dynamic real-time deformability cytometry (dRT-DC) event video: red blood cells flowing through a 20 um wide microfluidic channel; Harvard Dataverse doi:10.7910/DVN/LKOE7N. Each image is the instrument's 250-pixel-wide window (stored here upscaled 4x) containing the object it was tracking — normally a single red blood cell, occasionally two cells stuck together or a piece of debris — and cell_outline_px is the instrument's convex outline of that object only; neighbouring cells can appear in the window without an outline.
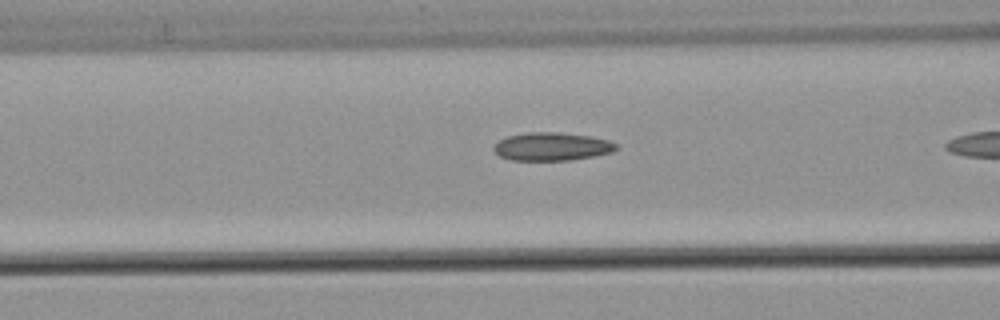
{"species": "common noctule bat (a hibernating species)", "species_latin": "Nyctalus noctula", "temperature_condition": "warm", "stored_images_in_passage": 9, "camera_frame_rate_fps": 3000, "um_per_image_px": 0.085, "animal": {"sex": "male", "body_mass_g": 21.5, "forearm_length_mm": 52.0}, "frame": {"image": 1, "passage_image": 7, "time_ms": 2.0, "image_size_px": [1000, 320], "cell_outline_px": [[616, 148], [612, 152], [572, 160], [512, 160], [500, 156], [492, 148], [500, 140], [508, 136], [528, 132], [560, 132], [592, 136], [608, 140], [616, 144]], "centroid_in_image_um": [46.91, 12.45], "position_along_channel_um": 119.7, "area_um2": 19.94}}